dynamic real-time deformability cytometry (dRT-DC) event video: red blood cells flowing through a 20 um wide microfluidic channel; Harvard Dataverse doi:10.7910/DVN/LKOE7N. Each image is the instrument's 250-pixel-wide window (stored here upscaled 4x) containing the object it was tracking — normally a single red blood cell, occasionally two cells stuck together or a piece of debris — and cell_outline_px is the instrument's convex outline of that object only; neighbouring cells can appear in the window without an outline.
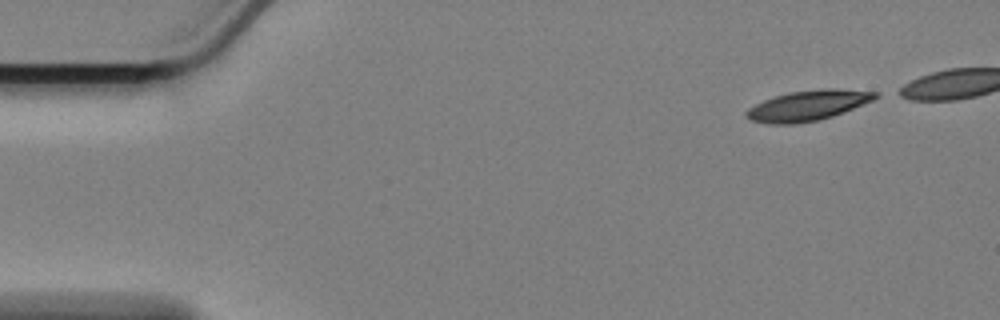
{"species": "Egyptian fruit bat (a non-hibernating species)", "species_latin": "Rousettus aegyptiacus", "temperature_condition": "cold", "stored_images_in_passage": 12, "camera_frame_rate_fps": 3000, "um_per_image_px": 0.085, "animal": {"sex": "female"}, "frame": {"image": 1, "passage_image": 1, "time_ms": 0.0, "image_size_px": [1000, 320], "cell_outline_px": [[880, 96], [872, 100], [844, 112], [832, 116], [816, 120], [796, 124], [768, 124], [748, 120], [744, 116], [744, 112], [748, 108], [764, 100], [788, 92], [820, 88], [836, 88], [880, 92]], "centroid_in_image_um": [68.65, 8.96], "position_along_channel_um": 16.4, "area_um2": 22.95}}